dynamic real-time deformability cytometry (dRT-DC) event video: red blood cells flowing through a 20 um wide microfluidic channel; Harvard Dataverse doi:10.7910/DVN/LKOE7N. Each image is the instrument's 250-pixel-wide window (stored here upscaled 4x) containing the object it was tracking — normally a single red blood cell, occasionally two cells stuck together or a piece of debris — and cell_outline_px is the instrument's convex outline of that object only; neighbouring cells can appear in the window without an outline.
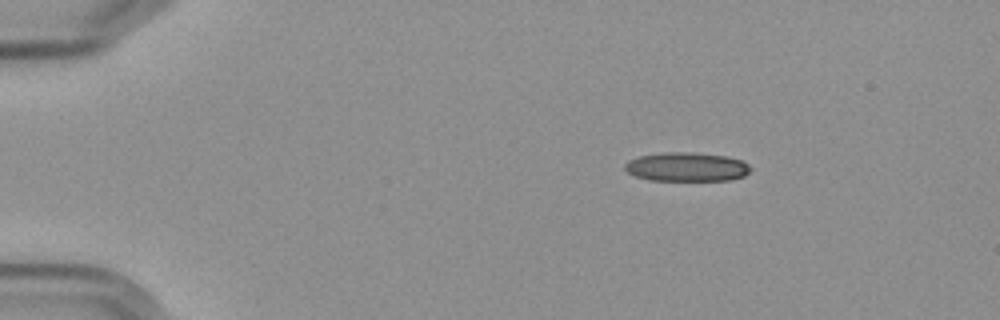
{"species": "Egyptian fruit bat (a non-hibernating species)", "species_latin": "Rousettus aegyptiacus", "temperature_condition": "cold", "stored_images_in_passage": 5, "camera_frame_rate_fps": 3000, "um_per_image_px": 0.085, "frame": {"image": 1, "passage_image": 1, "time_ms": 0.0, "image_size_px": [1000, 320], "cell_outline_px": [[752, 168], [744, 176], [728, 180], [648, 180], [636, 176], [628, 172], [624, 168], [624, 164], [628, 160], [640, 156], [664, 152], [692, 152], [724, 156], [740, 160], [748, 164]], "centroid_in_image_um": [58.34, 14.18], "position_along_channel_um": 26.7, "area_um2": 21.1}}
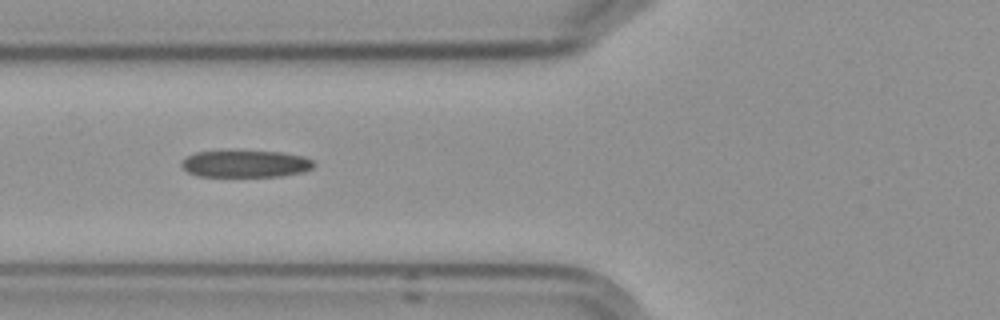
{"frame": {"image": 2, "passage_image": 4, "time_ms": 4.333, "image_size_px": [1000, 320], "cell_outline_px": [[316, 164], [312, 168], [304, 172], [280, 176], [200, 176], [188, 172], [180, 164], [180, 160], [196, 152], [280, 152], [304, 156], [312, 160]], "centroid_in_image_um": [20.89, 13.94], "position_along_channel_um": 104.9, "area_um2": 20.52}}
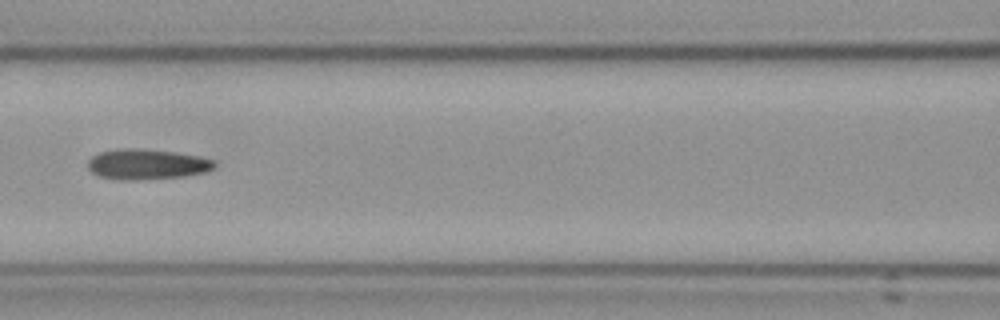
{"frame": {"image": 3, "passage_image": 5, "time_ms": 5.667, "image_size_px": [1000, 320], "cell_outline_px": [[216, 164], [212, 168], [204, 172], [184, 176], [136, 180], [112, 180], [100, 176], [92, 172], [88, 168], [88, 160], [92, 156], [100, 152], [116, 148], [140, 148], [176, 152], [200, 156], [216, 160]], "centroid_in_image_um": [12.46, 13.95], "position_along_channel_um": 154.1, "area_um2": 22.66}}